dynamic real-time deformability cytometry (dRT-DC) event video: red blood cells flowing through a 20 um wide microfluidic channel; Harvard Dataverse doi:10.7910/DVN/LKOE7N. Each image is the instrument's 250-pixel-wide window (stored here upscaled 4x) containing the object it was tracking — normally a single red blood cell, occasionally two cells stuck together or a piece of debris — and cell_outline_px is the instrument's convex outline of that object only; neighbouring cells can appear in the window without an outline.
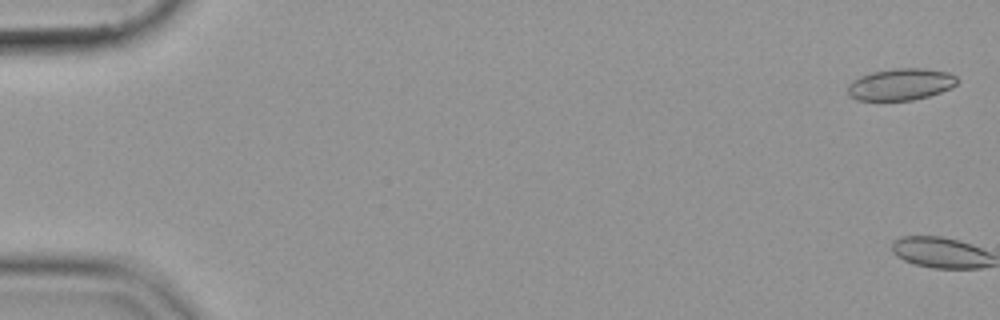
{"species": "common noctule bat (a hibernating species)", "species_latin": "Nyctalus noctula", "temperature_condition": "cold", "stored_images_in_passage": 3, "camera_frame_rate_fps": 3000, "um_per_image_px": 0.085, "animal": {"sex": "female", "body_mass_g": 19.9}, "frame": {"image": 1, "passage_image": 2, "time_ms": 0.333, "image_size_px": [1000, 320], "cell_outline_px": [[960, 80], [952, 88], [928, 96], [912, 100], [856, 100], [848, 96], [848, 84], [852, 80], [860, 76], [872, 72], [892, 68], [924, 68], [948, 72], [956, 76]], "centroid_in_image_um": [76.56, 7.16], "position_along_channel_um": 8.4, "area_um2": 20.46}}